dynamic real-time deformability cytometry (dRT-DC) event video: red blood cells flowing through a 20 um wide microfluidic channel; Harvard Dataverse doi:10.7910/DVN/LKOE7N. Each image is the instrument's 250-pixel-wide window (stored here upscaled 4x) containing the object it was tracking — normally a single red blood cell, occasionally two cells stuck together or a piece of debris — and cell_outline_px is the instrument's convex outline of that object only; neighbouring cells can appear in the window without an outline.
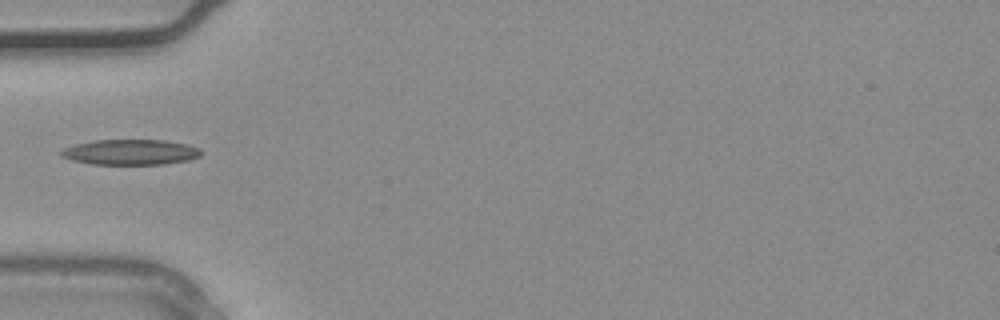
{"species": "common noctule bat (a hibernating species)", "species_latin": "Nyctalus noctula", "temperature_condition": "warm", "stored_images_in_passage": 9, "camera_frame_rate_fps": 3000, "um_per_image_px": 0.085, "animal": {"sex": "male", "body_mass_g": 20.4}, "frame": {"image": 1, "passage_image": 1, "time_ms": 0.0, "image_size_px": [1000, 320], "cell_outline_px": [[200, 156], [188, 160], [164, 164], [92, 164], [72, 160], [60, 156], [60, 152], [64, 148], [76, 144], [96, 140], [164, 140], [188, 144], [200, 148]], "centroid_in_image_um": [11.1, 12.93], "position_along_channel_um": 73.9, "area_um2": 20.63}}